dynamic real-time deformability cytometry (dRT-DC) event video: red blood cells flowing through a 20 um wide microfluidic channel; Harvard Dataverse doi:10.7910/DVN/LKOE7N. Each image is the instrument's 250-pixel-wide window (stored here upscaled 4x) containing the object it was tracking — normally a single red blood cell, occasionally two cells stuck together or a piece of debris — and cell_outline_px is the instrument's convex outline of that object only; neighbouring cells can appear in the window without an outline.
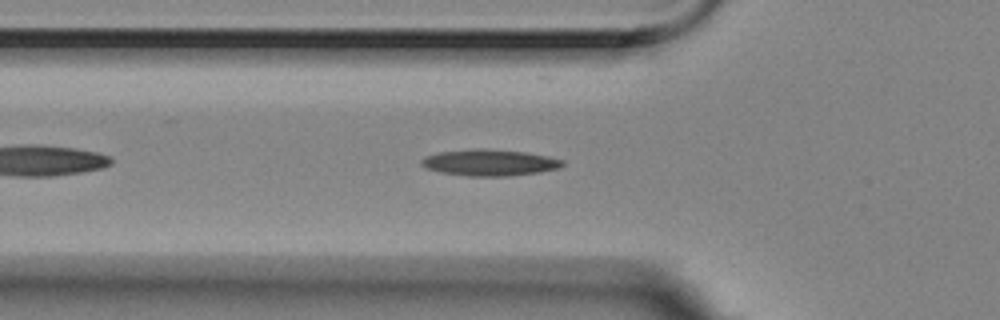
{"species": "Egyptian fruit bat (a non-hibernating species)", "species_latin": "Rousettus aegyptiacus", "temperature_condition": "room temperature", "stored_images_in_passage": 39, "camera_frame_rate_fps": 3000, "um_per_image_px": 0.085, "animal": {"sex": "female"}, "frame": {"image": 1, "passage_image": 8, "time_ms": 2.333, "image_size_px": [1000, 320], "cell_outline_px": [[564, 164], [560, 168], [540, 172], [508, 176], [468, 176], [440, 172], [424, 168], [420, 164], [420, 160], [424, 156], [440, 152], [480, 148], [484, 148], [524, 152], [548, 156], [564, 160]], "centroid_in_image_um": [41.6, 13.82], "position_along_channel_um": 84.2, "area_um2": 21.79}}
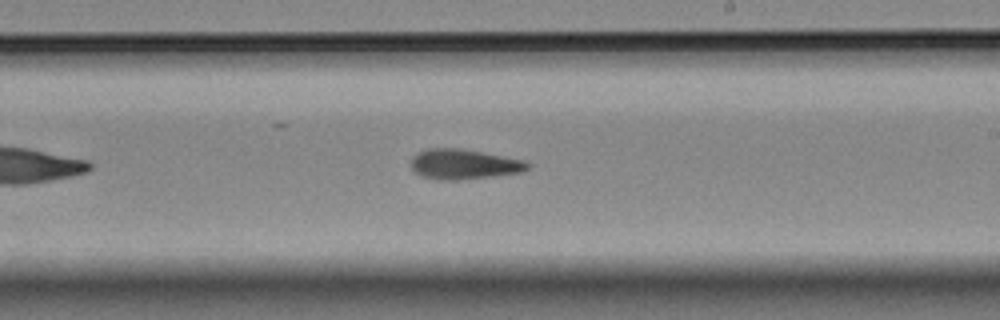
{"frame": {"image": 2, "passage_image": 22, "time_ms": 7.0, "image_size_px": [1000, 320], "cell_outline_px": [[532, 164], [524, 172], [460, 180], [440, 180], [420, 176], [412, 168], [412, 156], [428, 148], [456, 148], [480, 152], [524, 160]], "centroid_in_image_um": [39.44, 13.97], "position_along_channel_um": 249.6, "area_um2": 20.29}}
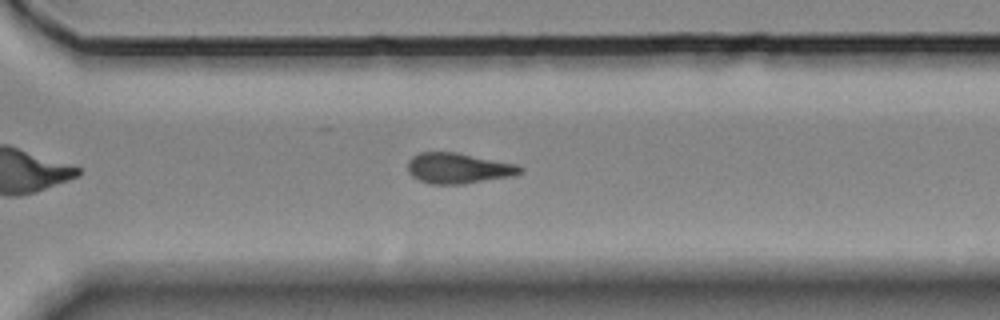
{"frame": {"image": 3, "passage_image": 29, "time_ms": 9.333, "image_size_px": [1000, 320], "cell_outline_px": [[524, 168], [520, 172], [512, 176], [464, 184], [432, 184], [420, 180], [412, 176], [408, 172], [408, 160], [412, 156], [420, 152], [456, 152], [520, 164]], "centroid_in_image_um": [38.98, 14.29], "position_along_channel_um": 331.6, "area_um2": 20.17}}